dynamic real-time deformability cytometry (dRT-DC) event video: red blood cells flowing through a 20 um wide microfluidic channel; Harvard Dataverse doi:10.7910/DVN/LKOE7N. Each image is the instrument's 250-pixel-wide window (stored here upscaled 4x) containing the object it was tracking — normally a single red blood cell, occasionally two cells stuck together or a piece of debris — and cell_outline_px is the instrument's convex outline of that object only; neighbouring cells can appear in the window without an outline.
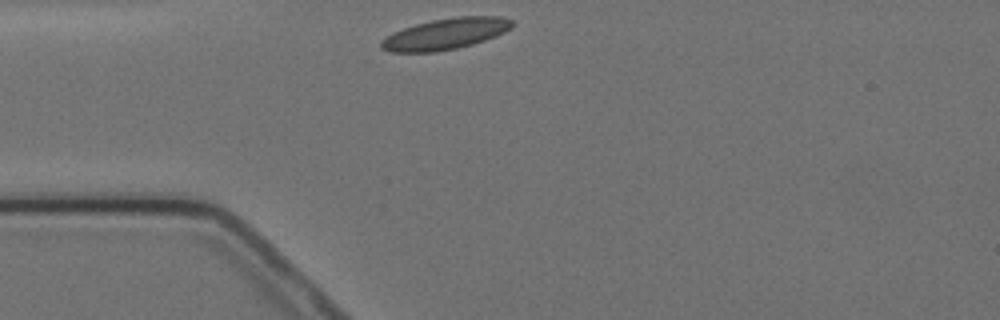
{"species": "Egyptian fruit bat (a non-hibernating species)", "species_latin": "Rousettus aegyptiacus", "temperature_condition": "cold", "stored_images_in_passage": 2, "camera_frame_rate_fps": 3000, "um_per_image_px": 0.085, "animal": {"sex": "female"}, "frame": {"image": 1, "passage_image": 1, "time_ms": 0.0, "image_size_px": [1000, 320], "cell_outline_px": [[512, 24], [504, 32], [484, 40], [472, 44], [456, 48], [436, 52], [392, 52], [380, 48], [380, 40], [392, 32], [416, 24], [432, 20], [456, 16], [500, 16], [512, 20]], "centroid_in_image_um": [37.81, 2.88], "position_along_channel_um": 47.2, "area_um2": 23.58}}